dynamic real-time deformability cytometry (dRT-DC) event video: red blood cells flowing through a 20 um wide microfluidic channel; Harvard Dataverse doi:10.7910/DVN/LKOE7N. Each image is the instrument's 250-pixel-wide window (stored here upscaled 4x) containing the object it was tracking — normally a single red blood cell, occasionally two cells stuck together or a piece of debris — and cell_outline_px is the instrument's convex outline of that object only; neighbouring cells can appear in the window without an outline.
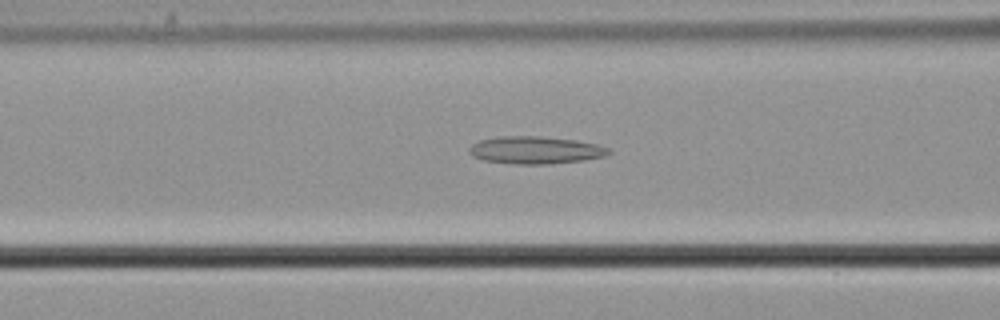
{"species": "common noctule bat (a hibernating species)", "species_latin": "Nyctalus noctula", "temperature_condition": "cold", "stored_images_in_passage": 55, "camera_frame_rate_fps": 3000, "um_per_image_px": 0.085, "animal": {"sex": "male", "body_mass_g": 21.5, "forearm_length_mm": 52.0}, "frame": {"image": 1, "passage_image": 22, "time_ms": 7.0, "image_size_px": [1000, 320], "cell_outline_px": [[612, 152], [604, 156], [584, 160], [544, 164], [512, 164], [484, 160], [472, 156], [468, 152], [468, 148], [472, 144], [480, 140], [500, 136], [540, 136], [576, 140], [596, 144], [608, 148]], "centroid_in_image_um": [45.48, 12.75], "position_along_channel_um": 121.1, "area_um2": 22.31}}
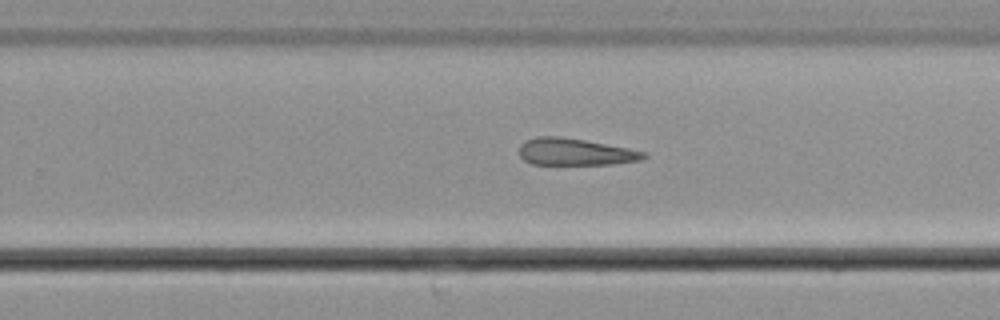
{"frame": {"image": 2, "passage_image": 35, "time_ms": 11.333, "image_size_px": [1000, 320], "cell_outline_px": [[648, 156], [640, 160], [612, 164], [532, 164], [524, 160], [520, 156], [520, 144], [524, 140], [536, 136], [556, 136], [584, 140], [628, 148], [648, 152]], "centroid_in_image_um": [48.88, 12.9], "position_along_channel_um": 280.9, "area_um2": 19.54}}
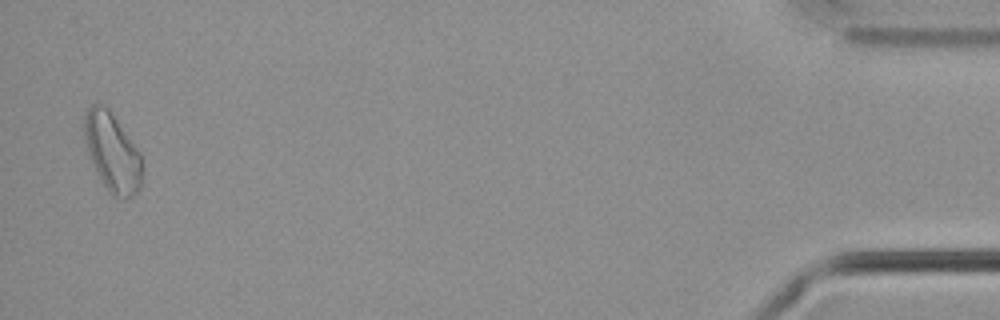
{"frame": {"image": 3, "passage_image": 54, "time_ms": 17.667, "image_size_px": [1000, 320], "cell_outline_px": [[140, 188], [132, 196], [112, 196], [108, 192], [92, 160], [88, 148], [84, 132], [84, 116], [88, 108], [92, 104], [104, 104], [108, 108], [140, 152]], "centroid_in_image_um": [9.53, 12.9], "position_along_channel_um": 425.7, "area_um2": 25.43}}